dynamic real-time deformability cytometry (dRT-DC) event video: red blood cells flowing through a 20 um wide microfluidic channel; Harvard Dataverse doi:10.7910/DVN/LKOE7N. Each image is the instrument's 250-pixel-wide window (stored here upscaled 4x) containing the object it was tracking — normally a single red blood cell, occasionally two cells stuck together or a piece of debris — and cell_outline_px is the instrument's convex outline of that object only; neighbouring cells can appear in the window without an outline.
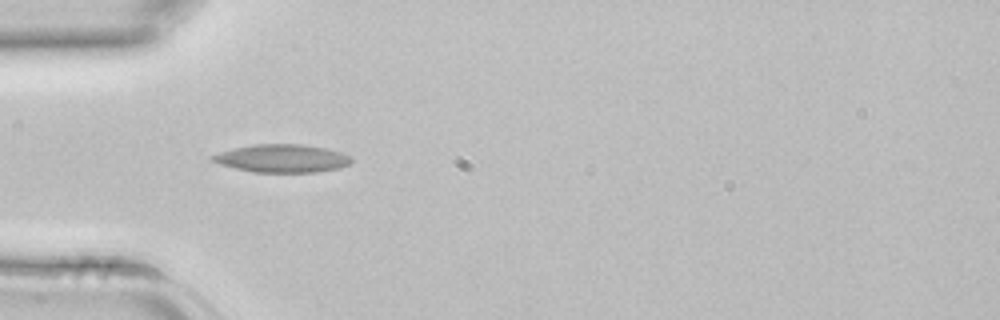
{"species": "common noctule bat (a hibernating species)", "species_latin": "Nyctalus noctula", "temperature_condition": "room temperature", "stored_images_in_passage": 4, "camera_frame_rate_fps": 3000, "um_per_image_px": 0.085, "animal": {"sex": "female", "body_mass_g": 22.7, "forearm_length_mm": 54.2}, "frame": {"image": 1, "passage_image": 3, "time_ms": 0.667, "image_size_px": [1000, 320], "cell_outline_px": [[352, 160], [348, 164], [340, 168], [316, 172], [252, 172], [220, 164], [212, 160], [208, 156], [232, 148], [252, 144], [304, 144], [324, 148], [340, 152], [352, 156]], "centroid_in_image_um": [23.96, 13.46], "position_along_channel_um": 61.0, "area_um2": 22.72}}